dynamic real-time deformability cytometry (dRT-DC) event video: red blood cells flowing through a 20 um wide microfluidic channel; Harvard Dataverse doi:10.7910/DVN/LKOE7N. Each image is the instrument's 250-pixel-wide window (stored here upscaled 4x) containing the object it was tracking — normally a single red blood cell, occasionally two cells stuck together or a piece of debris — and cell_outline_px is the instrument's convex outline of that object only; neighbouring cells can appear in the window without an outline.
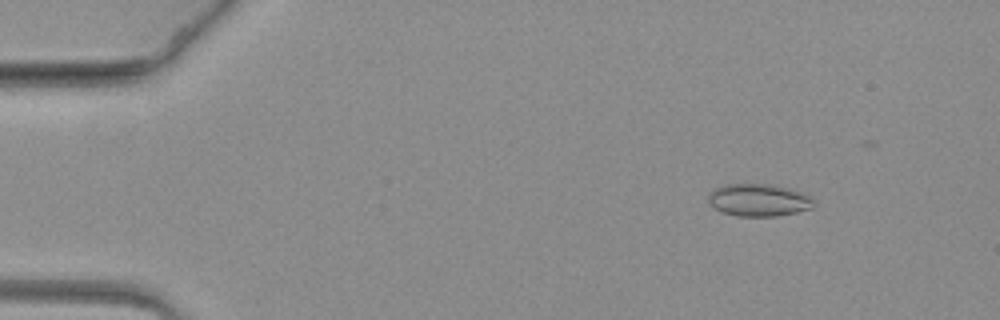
{"species": "common noctule bat (a hibernating species)", "species_latin": "Nyctalus noctula", "temperature_condition": "warm", "stored_images_in_passage": 61, "camera_frame_rate_fps": 3000, "um_per_image_px": 0.085, "animal": {"sex": "female", "body_mass_g": 19.3, "forearm_length_mm": 54.1}, "frame": {"image": 1, "passage_image": 6, "time_ms": 1.667, "image_size_px": [1000, 320], "cell_outline_px": [[816, 204], [812, 208], [796, 212], [776, 216], [740, 216], [724, 212], [716, 208], [708, 200], [708, 196], [716, 188], [724, 184], [768, 184], [788, 188], [800, 192], [808, 196]], "centroid_in_image_um": [64.51, 17.0], "position_along_channel_um": 20.5, "area_um2": 19.54}}
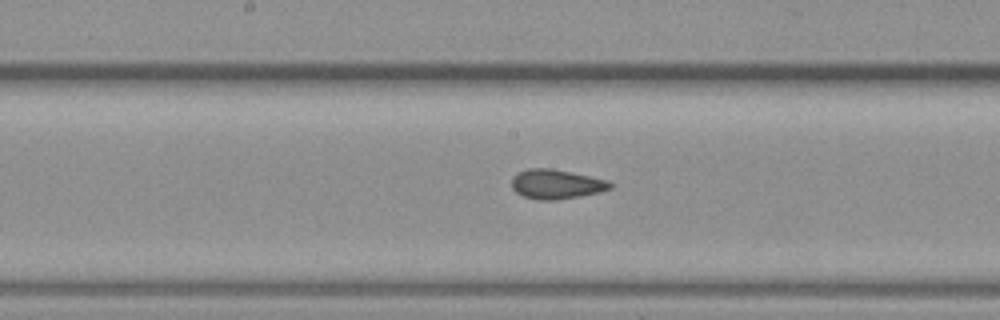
{"frame": {"image": 2, "passage_image": 31, "time_ms": 10.0, "image_size_px": [1000, 320], "cell_outline_px": [[612, 188], [600, 192], [580, 196], [556, 200], [536, 200], [524, 196], [516, 192], [512, 188], [512, 180], [520, 172], [528, 168], [548, 168], [608, 180], [612, 184]], "centroid_in_image_um": [47.29, 15.67], "position_along_channel_um": 200.9, "area_um2": 16.65}}
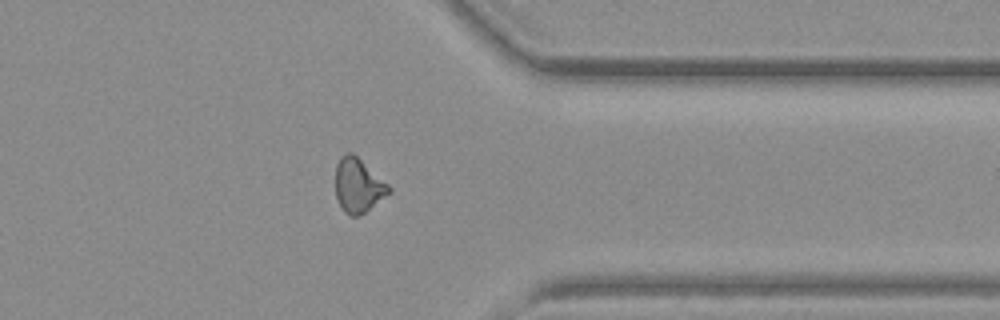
{"frame": {"image": 3, "passage_image": 48, "time_ms": 15.667, "image_size_px": [1000, 320], "cell_outline_px": [[392, 192], [364, 212], [356, 216], [348, 216], [344, 212], [336, 196], [336, 164], [340, 156], [348, 152], [352, 152], [388, 184], [392, 188]], "centroid_in_image_um": [30.44, 15.76], "position_along_channel_um": 381.0, "area_um2": 16.7}}